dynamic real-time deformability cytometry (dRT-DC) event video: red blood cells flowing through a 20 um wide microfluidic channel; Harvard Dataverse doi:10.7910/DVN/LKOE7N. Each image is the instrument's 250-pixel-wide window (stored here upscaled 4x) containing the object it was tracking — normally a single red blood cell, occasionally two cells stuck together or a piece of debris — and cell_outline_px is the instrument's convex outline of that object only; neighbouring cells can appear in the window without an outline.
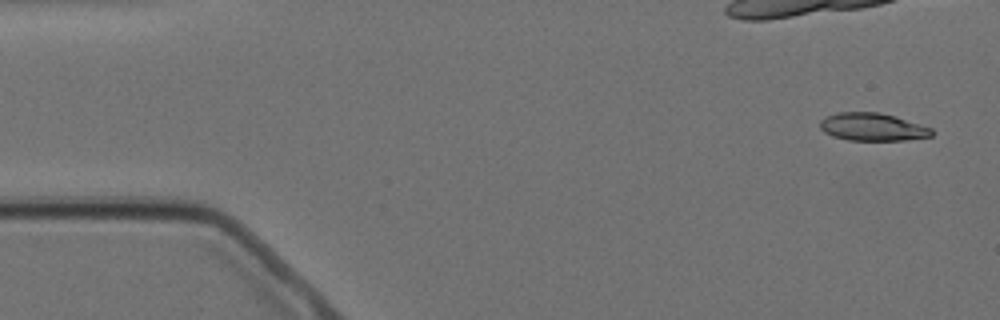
{"species": "Egyptian fruit bat (a non-hibernating species)", "species_latin": "Rousettus aegyptiacus", "temperature_condition": "cold", "stored_images_in_passage": 6, "camera_frame_rate_fps": 3000, "um_per_image_px": 0.085, "animal": {"sex": "female"}, "frame": {"image": 1, "passage_image": 1, "time_ms": 0.0, "image_size_px": [1000, 320], "cell_outline_px": [[936, 132], [932, 136], [904, 140], [848, 140], [832, 136], [824, 132], [820, 128], [820, 120], [836, 112], [880, 112], [896, 116], [932, 128]], "centroid_in_image_um": [74.18, 10.79], "position_along_channel_um": 10.8, "area_um2": 18.21}}
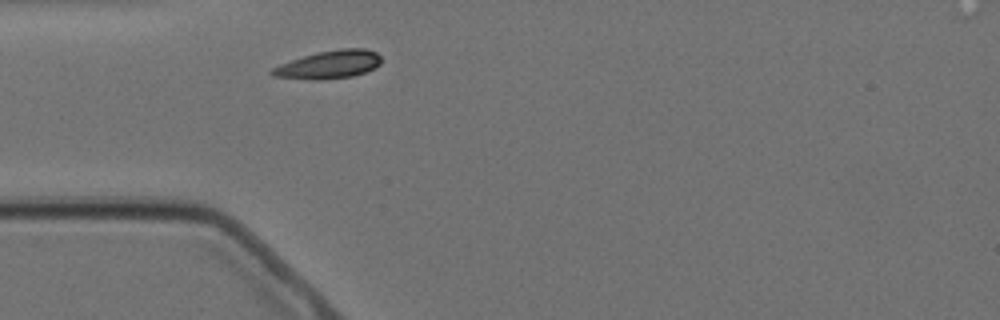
{"frame": {"image": 2, "passage_image": 6, "time_ms": 5.667, "image_size_px": [1000, 320], "cell_outline_px": [[380, 64], [376, 68], [352, 76], [320, 80], [312, 80], [272, 76], [268, 72], [272, 68], [280, 64], [316, 52], [340, 48], [364, 48], [376, 52], [380, 56]], "centroid_in_image_um": [27.95, 5.49], "position_along_channel_um": 57.0, "area_um2": 17.92}}